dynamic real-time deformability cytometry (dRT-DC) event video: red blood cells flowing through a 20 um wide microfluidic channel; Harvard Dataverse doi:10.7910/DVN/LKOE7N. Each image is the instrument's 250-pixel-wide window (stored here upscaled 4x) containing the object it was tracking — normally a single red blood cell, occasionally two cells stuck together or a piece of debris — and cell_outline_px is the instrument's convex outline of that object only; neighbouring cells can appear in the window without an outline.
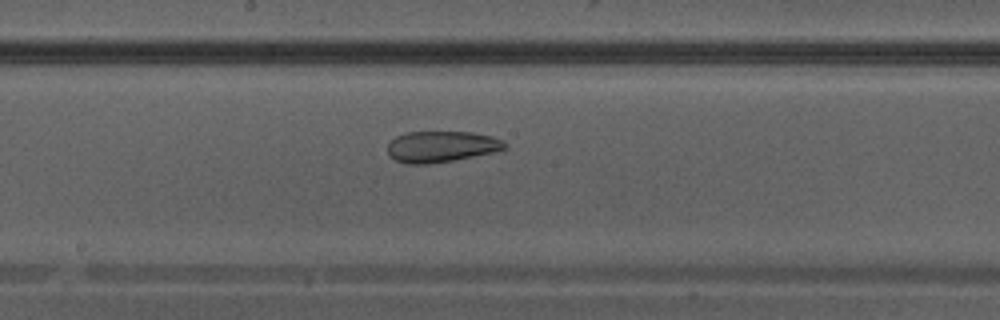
{"species": "Egyptian fruit bat (a non-hibernating species)", "species_latin": "Rousettus aegyptiacus", "temperature_condition": "warm", "stored_images_in_passage": 33, "camera_frame_rate_fps": 3000, "um_per_image_px": 0.085, "animal": {"sex": "male"}, "frame": {"image": 1, "passage_image": 15, "time_ms": 4.667, "image_size_px": [1000, 320], "cell_outline_px": [[508, 148], [496, 152], [452, 160], [428, 164], [404, 164], [388, 156], [388, 140], [404, 132], [472, 132], [492, 136], [504, 140], [508, 144]], "centroid_in_image_um": [37.52, 12.46], "position_along_channel_um": 210.7, "area_um2": 21.62}}
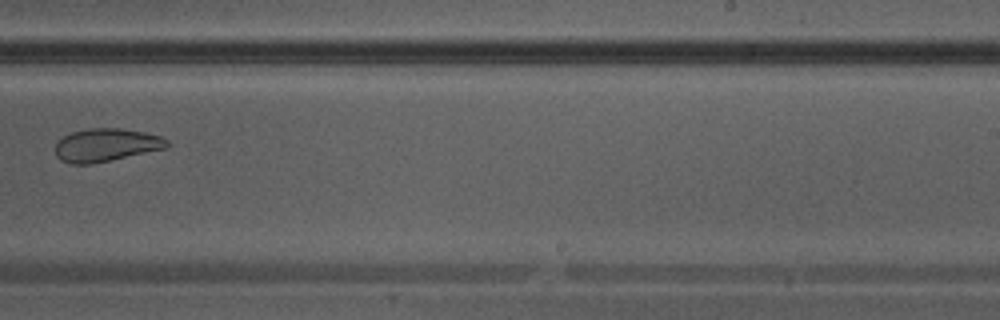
{"frame": {"image": 2, "passage_image": 19, "time_ms": 6.0, "image_size_px": [1000, 320], "cell_outline_px": [[168, 148], [88, 164], [72, 164], [60, 160], [56, 156], [56, 144], [64, 136], [72, 132], [88, 128], [120, 128], [144, 132], [160, 136], [168, 140]], "centroid_in_image_um": [9.02, 12.32], "position_along_channel_um": 280.0, "area_um2": 21.27}}